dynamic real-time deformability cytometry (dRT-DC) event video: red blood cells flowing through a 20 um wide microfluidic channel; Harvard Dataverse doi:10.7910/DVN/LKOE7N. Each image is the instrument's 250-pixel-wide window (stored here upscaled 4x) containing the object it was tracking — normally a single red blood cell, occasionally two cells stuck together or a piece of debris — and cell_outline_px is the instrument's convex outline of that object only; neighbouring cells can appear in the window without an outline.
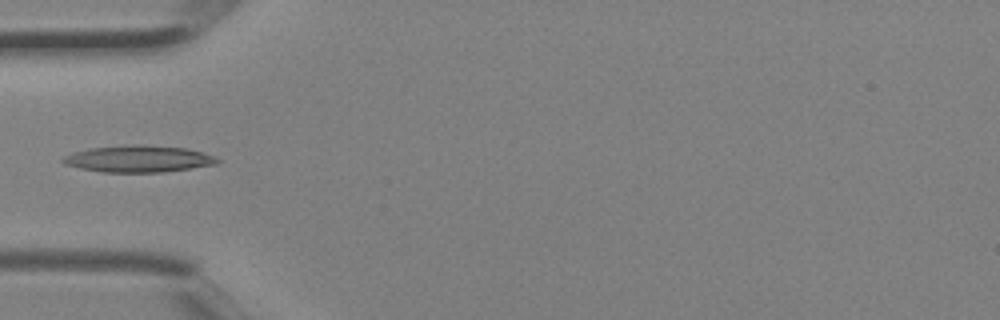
{"species": "Egyptian fruit bat (a non-hibernating species)", "species_latin": "Rousettus aegyptiacus", "temperature_condition": "room temperature", "stored_images_in_passage": 4, "camera_frame_rate_fps": 3000, "um_per_image_px": 0.085, "animal": {"sex": "female"}, "frame": {"image": 1, "passage_image": 4, "time_ms": 1.0, "image_size_px": [1000, 320], "cell_outline_px": [[220, 164], [164, 172], [100, 172], [80, 168], [64, 164], [60, 160], [64, 156], [72, 152], [88, 148], [124, 144], [144, 144], [188, 148], [204, 152], [220, 160]], "centroid_in_image_um": [11.77, 13.49], "position_along_channel_um": 73.2, "area_um2": 24.57}}